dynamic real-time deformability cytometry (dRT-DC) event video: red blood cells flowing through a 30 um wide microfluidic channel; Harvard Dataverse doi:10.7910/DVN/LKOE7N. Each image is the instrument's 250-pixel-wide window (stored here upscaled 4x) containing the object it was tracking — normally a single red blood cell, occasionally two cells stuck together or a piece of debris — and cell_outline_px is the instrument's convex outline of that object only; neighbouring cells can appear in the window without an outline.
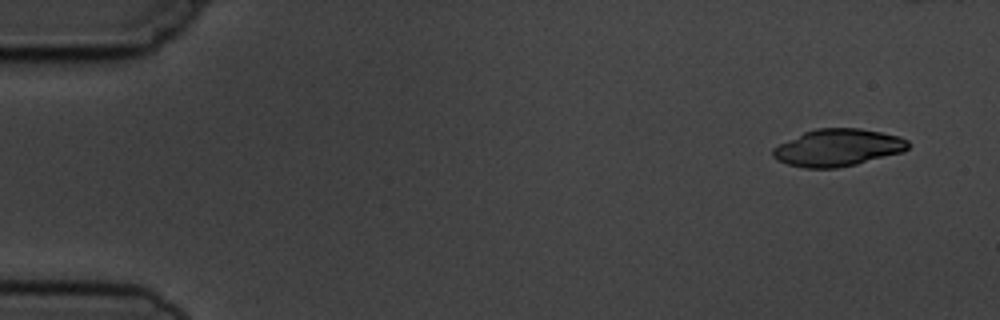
{"species": "common noctule bat (a hibernating species)", "species_latin": "Nyctalus noctula", "temperature_condition": "cold", "stored_images_in_passage": 8, "camera_frame_rate_fps": 3000, "um_per_image_px": 0.085, "animal": {"sex": "male", "body_mass_g": 19.5, "forearm_length_mm": 54.6}, "frame": {"image": 1, "passage_image": 1, "time_ms": 0.0, "image_size_px": [1000, 320], "cell_outline_px": [[912, 144], [904, 152], [856, 164], [836, 168], [804, 168], [788, 164], [776, 160], [772, 156], [772, 148], [804, 132], [816, 128], [860, 128], [900, 136], [908, 140]], "centroid_in_image_um": [71.24, 12.55], "position_along_channel_um": 13.8, "area_um2": 29.42}}